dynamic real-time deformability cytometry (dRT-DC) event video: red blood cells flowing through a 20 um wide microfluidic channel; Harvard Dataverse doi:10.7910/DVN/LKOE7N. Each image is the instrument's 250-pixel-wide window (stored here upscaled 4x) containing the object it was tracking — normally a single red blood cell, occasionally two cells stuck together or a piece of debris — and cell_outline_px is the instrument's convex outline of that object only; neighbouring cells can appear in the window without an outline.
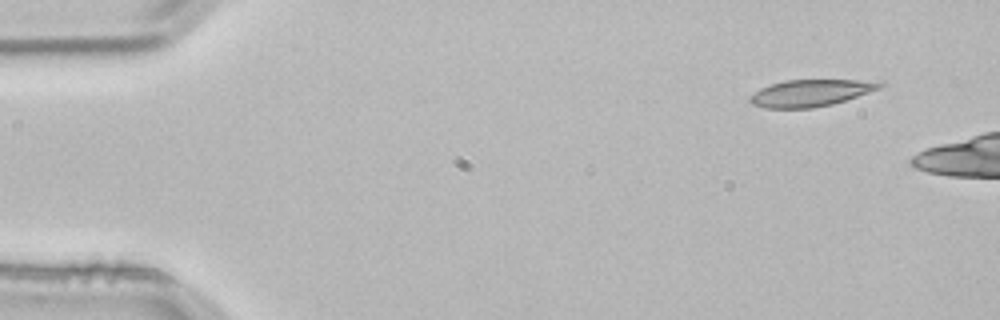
{"species": "common noctule bat (a hibernating species)", "species_latin": "Nyctalus noctula", "temperature_condition": "room temperature", "stored_images_in_passage": 3, "camera_frame_rate_fps": 3000, "um_per_image_px": 0.085, "animal": {"sex": "male", "body_mass_g": 21.5, "forearm_length_mm": 52.0}, "frame": {"image": 1, "passage_image": 1, "time_ms": 0.0, "image_size_px": [1000, 320], "cell_outline_px": [[888, 84], [880, 88], [832, 104], [812, 108], [764, 108], [752, 104], [748, 100], [748, 96], [760, 88], [784, 80], [884, 80]], "centroid_in_image_um": [68.92, 7.89], "position_along_channel_um": 16.1, "area_um2": 20.46}}